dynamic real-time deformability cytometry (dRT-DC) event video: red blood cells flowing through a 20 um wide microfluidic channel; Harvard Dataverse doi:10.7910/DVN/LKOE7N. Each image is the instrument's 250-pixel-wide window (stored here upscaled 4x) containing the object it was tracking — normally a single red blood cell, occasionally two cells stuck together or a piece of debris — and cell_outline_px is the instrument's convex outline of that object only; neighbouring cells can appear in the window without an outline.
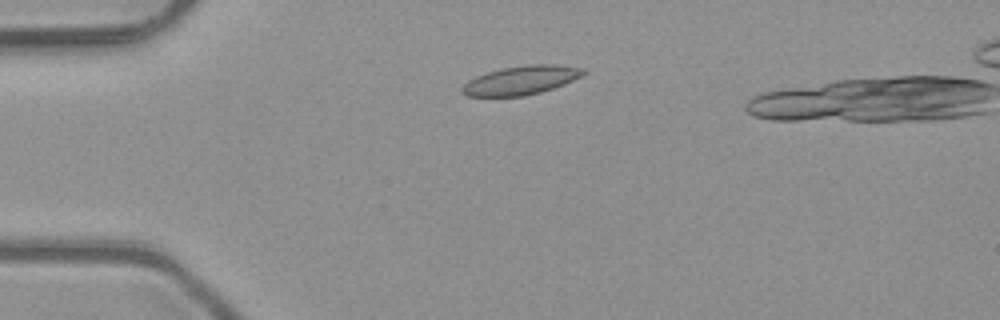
{"species": "common noctule bat (a hibernating species)", "species_latin": "Nyctalus noctula", "temperature_condition": "room temperature", "stored_images_in_passage": 2, "camera_frame_rate_fps": 3000, "um_per_image_px": 0.085, "animal": {"sex": "male", "body_mass_g": 23.1, "forearm_length_mm": 52.7}, "frame": {"image": 1, "passage_image": 1, "time_ms": 0.0, "image_size_px": [1000, 320], "cell_outline_px": [[588, 72], [564, 84], [540, 92], [524, 96], [468, 96], [460, 92], [460, 88], [468, 80], [476, 76], [500, 68], [524, 64], [560, 64], [584, 68]], "centroid_in_image_um": [44.28, 6.8], "position_along_channel_um": 40.7, "area_um2": 20.52}}